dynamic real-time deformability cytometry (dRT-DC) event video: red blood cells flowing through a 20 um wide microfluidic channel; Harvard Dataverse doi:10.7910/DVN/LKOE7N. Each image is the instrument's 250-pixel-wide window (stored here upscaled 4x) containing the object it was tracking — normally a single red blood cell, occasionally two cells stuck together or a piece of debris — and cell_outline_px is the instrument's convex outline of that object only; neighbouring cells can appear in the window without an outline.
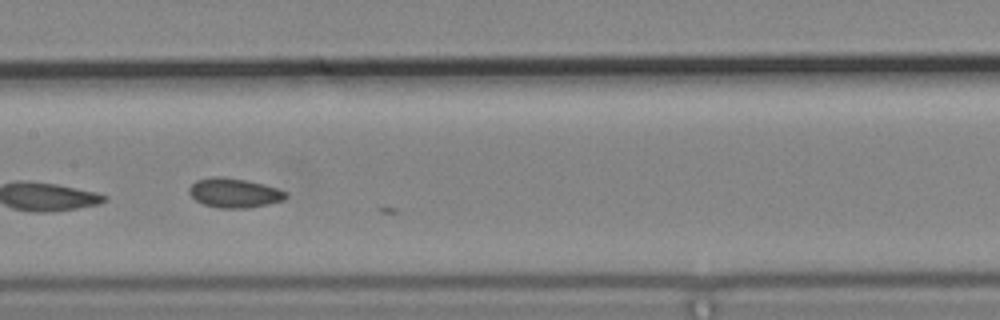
{"species": "common noctule bat (a hibernating species)", "species_latin": "Nyctalus noctula", "temperature_condition": "cold", "stored_images_in_passage": 8, "camera_frame_rate_fps": 3000, "um_per_image_px": 0.085, "animal": {"sex": "male", "body_mass_g": 19.2, "forearm_length_mm": 51.8}, "frame": {"image": 1, "passage_image": 6, "time_ms": 1.667, "image_size_px": [1000, 320], "cell_outline_px": [[288, 196], [284, 200], [268, 204], [248, 208], [220, 208], [204, 204], [196, 200], [188, 192], [188, 188], [196, 180], [212, 176], [224, 176], [248, 180], [264, 184], [288, 192]], "centroid_in_image_um": [19.92, 16.38], "position_along_channel_um": 187.5, "area_um2": 16.76}}
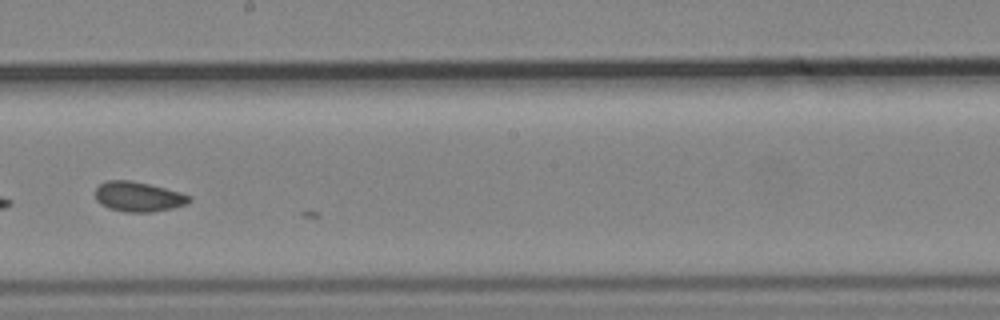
{"frame": {"image": 2, "passage_image": 7, "time_ms": 2.0, "image_size_px": [1000, 320], "cell_outline_px": [[192, 200], [188, 204], [172, 208], [152, 212], [124, 212], [108, 208], [100, 204], [96, 200], [96, 188], [100, 184], [108, 180], [132, 180], [180, 192], [192, 196]], "centroid_in_image_um": [11.77, 16.72], "position_along_channel_um": 236.4, "area_um2": 16.47}}